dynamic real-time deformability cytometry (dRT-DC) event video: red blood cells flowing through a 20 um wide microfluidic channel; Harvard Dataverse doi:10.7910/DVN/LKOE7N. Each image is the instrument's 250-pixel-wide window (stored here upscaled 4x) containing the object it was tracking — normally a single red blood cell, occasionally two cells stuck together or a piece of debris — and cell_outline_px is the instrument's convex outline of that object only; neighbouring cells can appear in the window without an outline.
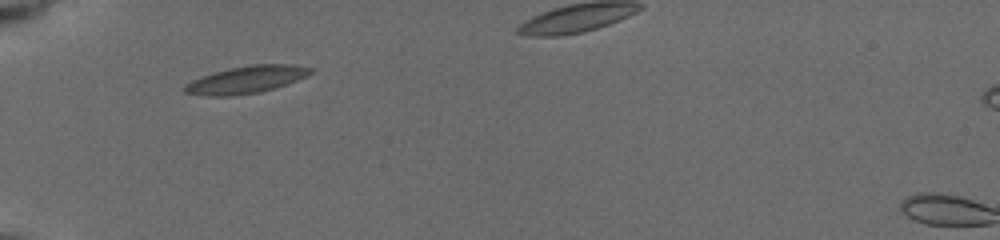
{"species": "common noctule bat (a hibernating species)", "species_latin": "Nyctalus noctula", "temperature_condition": "cold", "stored_images_in_passage": 6, "camera_frame_rate_fps": 3000, "um_per_image_px": 0.085, "animal": {"sex": "female", "body_mass_g": 19.5, "forearm_length_mm": 54.1}, "frame": {"image": 1, "passage_image": 1, "time_ms": 0.0, "image_size_px": [1000, 240], "cell_outline_px": [[316, 68], [308, 76], [260, 92], [232, 96], [208, 96], [184, 92], [184, 84], [192, 80], [216, 72], [232, 68], [252, 64], [292, 64]], "centroid_in_image_um": [20.97, 6.76], "position_along_channel_um": 64.0, "area_um2": 19.77}}
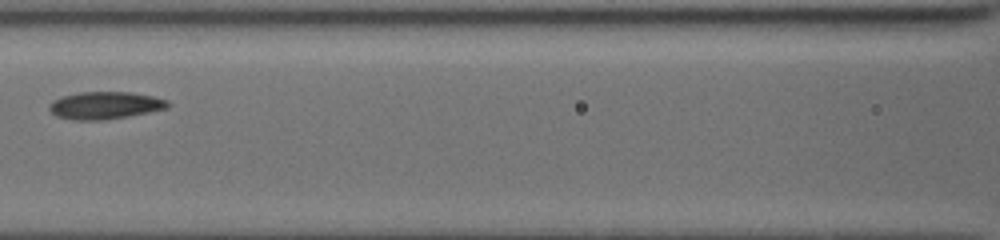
{"frame": {"image": 2, "passage_image": 4, "time_ms": 2.667, "image_size_px": [1000, 240], "cell_outline_px": [[168, 108], [128, 116], [104, 120], [72, 120], [56, 116], [48, 108], [48, 104], [52, 100], [76, 92], [132, 92], [152, 96], [168, 100]], "centroid_in_image_um": [8.89, 8.95], "position_along_channel_um": 157.7, "area_um2": 18.96}}
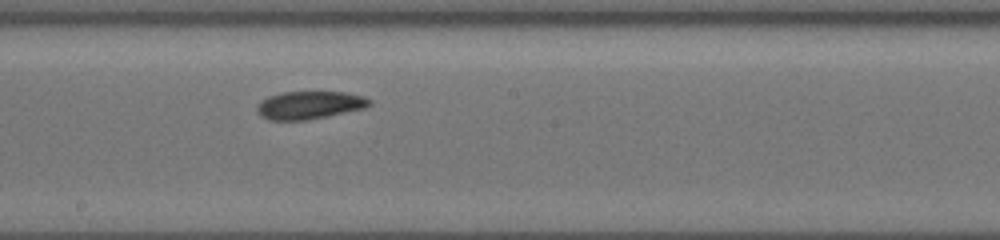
{"frame": {"image": 3, "passage_image": 6, "time_ms": 4.333, "image_size_px": [1000, 240], "cell_outline_px": [[372, 104], [364, 108], [328, 116], [308, 120], [268, 120], [260, 116], [256, 112], [256, 104], [260, 100], [268, 96], [280, 92], [348, 92], [364, 96], [372, 100]], "centroid_in_image_um": [26.27, 8.93], "position_along_channel_um": 221.9, "area_um2": 18.61}}